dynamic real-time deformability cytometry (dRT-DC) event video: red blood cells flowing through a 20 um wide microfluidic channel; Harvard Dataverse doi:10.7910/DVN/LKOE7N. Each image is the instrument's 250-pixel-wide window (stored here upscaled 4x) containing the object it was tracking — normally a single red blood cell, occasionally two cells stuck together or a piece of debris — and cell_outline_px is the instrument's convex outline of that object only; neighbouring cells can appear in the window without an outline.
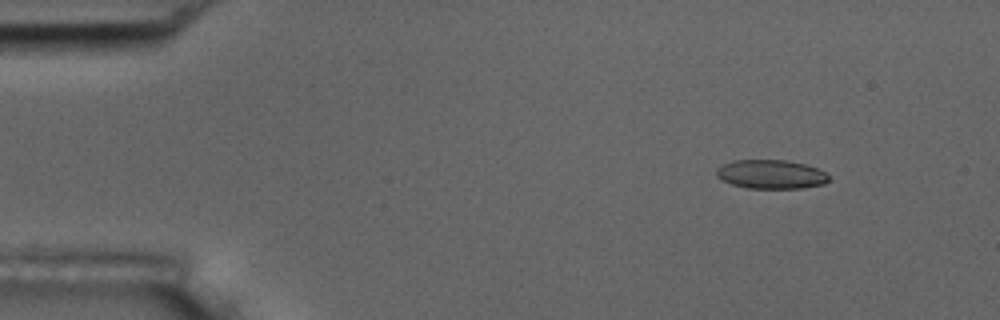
{"species": "common noctule bat (a hibernating species)", "species_latin": "Nyctalus noctula", "temperature_condition": "room temperature", "stored_images_in_passage": 4, "camera_frame_rate_fps": 3000, "um_per_image_px": 0.085, "animal": {"sex": "male", "body_mass_g": 17.5, "forearm_length_mm": 52.3}, "frame": {"image": 1, "passage_image": 2, "time_ms": 1.333, "image_size_px": [1000, 320], "cell_outline_px": [[828, 180], [824, 184], [800, 188], [748, 188], [732, 184], [720, 180], [716, 176], [716, 168], [720, 164], [732, 160], [788, 160], [804, 164], [816, 168], [824, 172], [828, 176]], "centroid_in_image_um": [65.46, 14.8], "position_along_channel_um": 19.5, "area_um2": 19.02}}
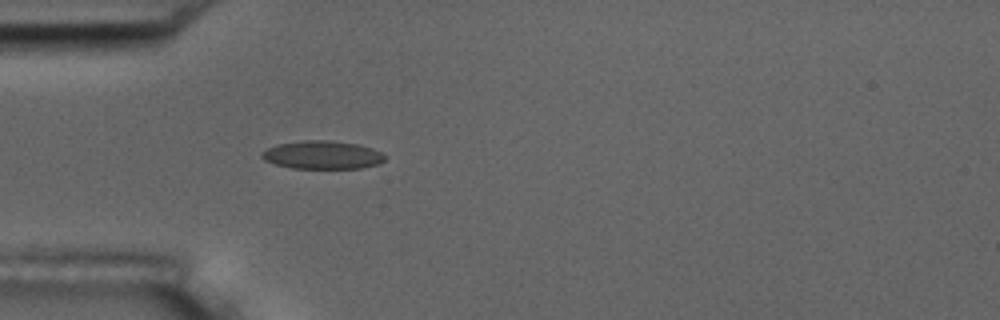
{"frame": {"image": 2, "passage_image": 4, "time_ms": 4.667, "image_size_px": [1000, 320], "cell_outline_px": [[384, 160], [376, 164], [360, 168], [292, 168], [276, 164], [264, 160], [260, 156], [260, 152], [268, 148], [280, 144], [304, 140], [328, 140], [356, 144], [372, 148], [380, 152], [384, 156]], "centroid_in_image_um": [27.36, 13.17], "position_along_channel_um": 57.6, "area_um2": 19.94}}